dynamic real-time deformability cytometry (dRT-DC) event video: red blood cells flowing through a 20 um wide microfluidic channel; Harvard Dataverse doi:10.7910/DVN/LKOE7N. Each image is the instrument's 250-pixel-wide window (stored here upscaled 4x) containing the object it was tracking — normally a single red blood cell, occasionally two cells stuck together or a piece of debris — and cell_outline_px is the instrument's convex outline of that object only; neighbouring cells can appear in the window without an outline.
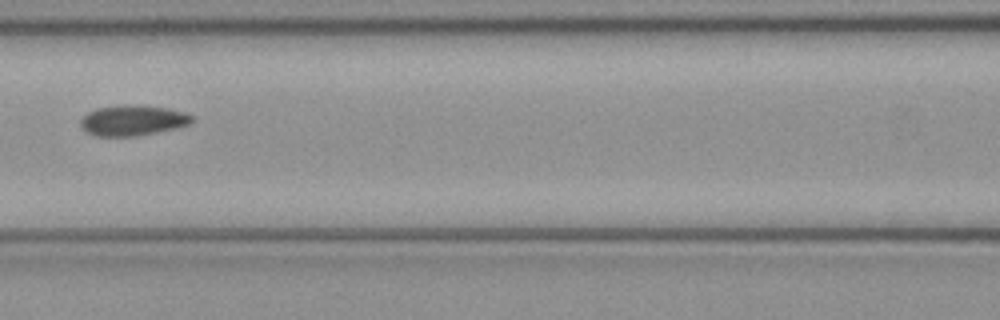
{"species": "common noctule bat (a hibernating species)", "species_latin": "Nyctalus noctula", "temperature_condition": "cold", "stored_images_in_passage": 7, "camera_frame_rate_fps": 3000, "um_per_image_px": 0.085, "animal": {"sex": "female", "body_mass_g": 21.9}, "frame": {"image": 1, "passage_image": 7, "time_ms": 2.0, "image_size_px": [1000, 320], "cell_outline_px": [[196, 120], [192, 124], [176, 128], [136, 136], [96, 136], [84, 132], [80, 128], [80, 120], [88, 112], [96, 108], [124, 104], [168, 108], [184, 112], [192, 116]], "centroid_in_image_um": [11.27, 10.24], "position_along_channel_um": 155.3, "area_um2": 20.0}}